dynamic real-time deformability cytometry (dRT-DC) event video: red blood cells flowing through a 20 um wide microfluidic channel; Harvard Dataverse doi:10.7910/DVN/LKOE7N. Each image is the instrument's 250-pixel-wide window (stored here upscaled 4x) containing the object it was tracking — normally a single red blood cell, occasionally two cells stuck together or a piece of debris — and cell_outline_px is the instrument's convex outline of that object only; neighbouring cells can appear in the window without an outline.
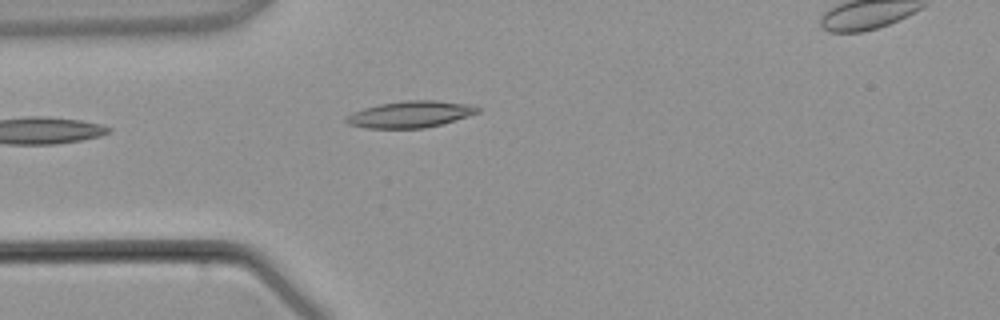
{"species": "common noctule bat (a hibernating species)", "species_latin": "Nyctalus noctula", "temperature_condition": "warm", "stored_images_in_passage": 3, "camera_frame_rate_fps": 3000, "um_per_image_px": 0.085, "animal": {"sex": "male", "body_mass_g": 21.5, "forearm_length_mm": 52.0}, "frame": {"image": 1, "passage_image": 2, "time_ms": 1.667, "image_size_px": [1000, 320], "cell_outline_px": [[480, 112], [440, 124], [424, 128], [364, 128], [348, 124], [344, 120], [344, 116], [352, 112], [364, 108], [380, 104], [404, 100], [436, 100], [468, 104], [480, 108]], "centroid_in_image_um": [34.82, 9.71], "position_along_channel_um": 50.2, "area_um2": 20.29}}